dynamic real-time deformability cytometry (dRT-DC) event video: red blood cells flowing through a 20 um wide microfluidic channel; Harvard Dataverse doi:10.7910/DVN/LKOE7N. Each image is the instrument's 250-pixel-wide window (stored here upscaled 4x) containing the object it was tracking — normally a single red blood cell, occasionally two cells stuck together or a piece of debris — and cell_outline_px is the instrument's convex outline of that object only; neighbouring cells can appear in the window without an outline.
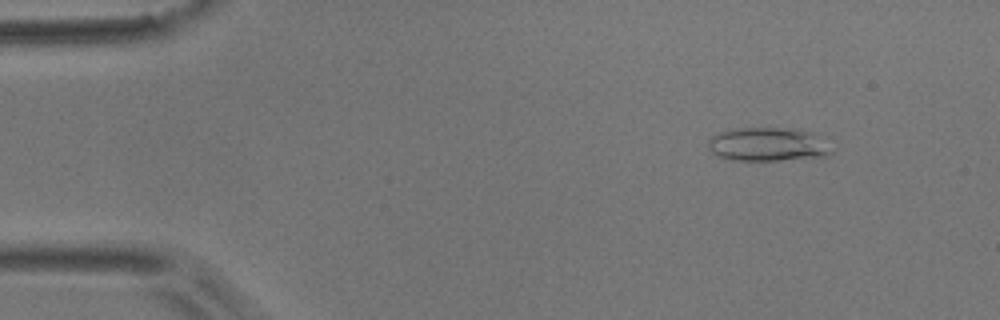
{"species": "common noctule bat (a hibernating species)", "species_latin": "Nyctalus noctula", "temperature_condition": "room temperature", "stored_images_in_passage": 52, "camera_frame_rate_fps": 3000, "um_per_image_px": 0.085, "animal": {"sex": "male", "body_mass_g": 17.9}, "frame": {"image": 1, "passage_image": 6, "time_ms": 1.667, "image_size_px": [1000, 320], "cell_outline_px": [[832, 152], [828, 156], [780, 160], [728, 160], [716, 156], [708, 148], [708, 140], [712, 136], [720, 132], [732, 128], [796, 128], [808, 132]], "centroid_in_image_um": [65.11, 12.28], "position_along_channel_um": 19.9, "area_um2": 23.76}}
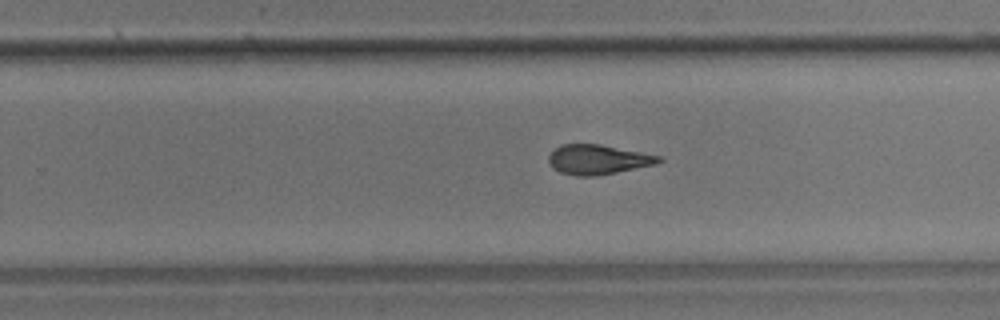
{"frame": {"image": 2, "passage_image": 33, "time_ms": 10.667, "image_size_px": [1000, 320], "cell_outline_px": [[664, 160], [656, 164], [616, 172], [592, 176], [576, 176], [560, 172], [552, 168], [548, 160], [548, 156], [560, 144], [600, 144], [660, 156]], "centroid_in_image_um": [50.8, 13.56], "position_along_channel_um": 279.0, "area_um2": 18.9}}
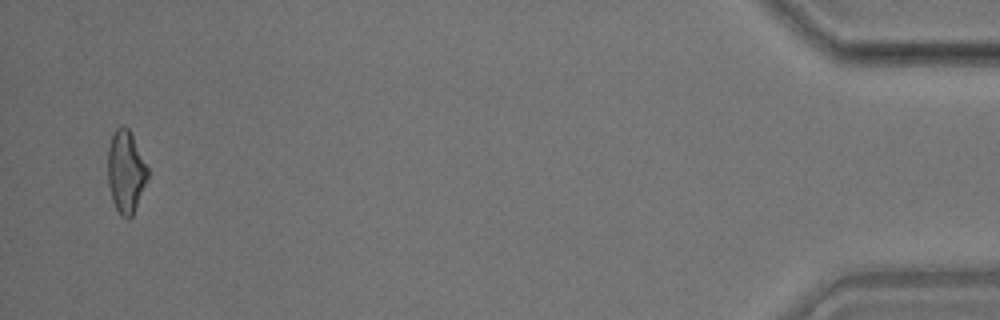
{"frame": {"image": 3, "passage_image": 51, "time_ms": 16.667, "image_size_px": [1000, 320], "cell_outline_px": [[148, 180], [136, 208], [132, 216], [128, 220], [120, 216], [112, 200], [108, 184], [108, 148], [112, 132], [120, 124], [128, 128], [148, 168]], "centroid_in_image_um": [10.69, 14.62], "position_along_channel_um": 424.5, "area_um2": 19.31}, "authors_computed_cell_mechanics": {"area_um2": 19.6809, "velocity_mm_per_s": 3.8093, "shape_relaxation_time_tau1_ms": 10.5332, "shape_relaxation_time_tau2_ms": 3.3348, "deformation_change_tau1": 0.2373, "deformation_change_tau2": 0.1328}}